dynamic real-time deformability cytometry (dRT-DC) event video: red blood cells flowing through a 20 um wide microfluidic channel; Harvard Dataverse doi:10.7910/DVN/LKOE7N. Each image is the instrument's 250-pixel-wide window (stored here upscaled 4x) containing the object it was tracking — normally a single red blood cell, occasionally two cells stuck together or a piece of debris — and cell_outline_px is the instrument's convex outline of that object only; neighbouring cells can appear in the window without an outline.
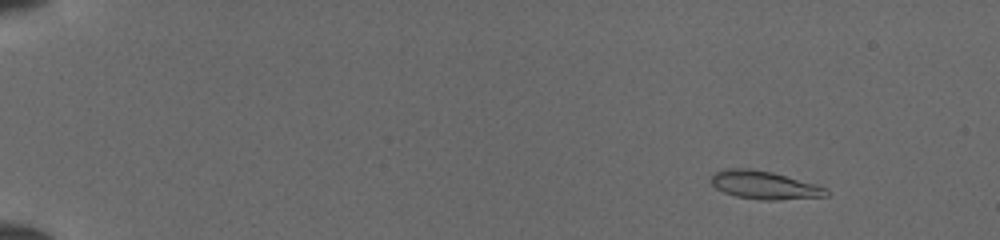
{"species": "common noctule bat (a hibernating species)", "species_latin": "Nyctalus noctula", "temperature_condition": "cold", "stored_images_in_passage": 51, "camera_frame_rate_fps": 3000, "um_per_image_px": 0.085, "animal": {"sex": "female", "body_mass_g": 19.5, "forearm_length_mm": 54.1}, "frame": {"image": 1, "passage_image": 7, "time_ms": 2.0, "image_size_px": [1000, 240], "cell_outline_px": [[828, 196], [776, 200], [764, 200], [736, 196], [724, 192], [716, 188], [712, 184], [712, 176], [716, 172], [728, 168], [744, 168], [772, 172], [816, 184], [824, 188], [828, 192]], "centroid_in_image_um": [64.97, 15.73], "position_along_channel_um": 20.0, "area_um2": 18.55}}
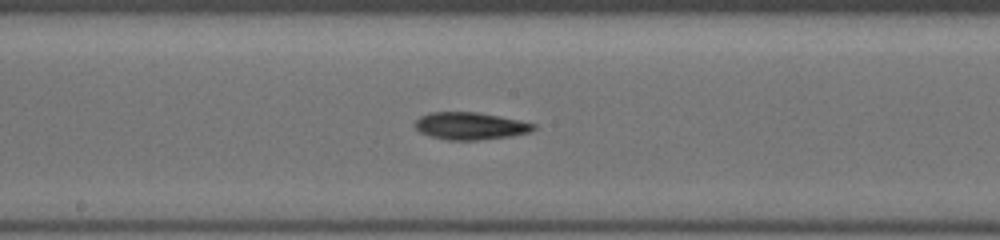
{"frame": {"image": 2, "passage_image": 30, "time_ms": 9.667, "image_size_px": [1000, 240], "cell_outline_px": [[536, 128], [528, 132], [512, 136], [476, 140], [448, 140], [432, 136], [420, 132], [416, 128], [416, 120], [420, 116], [432, 112], [476, 112], [500, 116], [536, 124]], "centroid_in_image_um": [39.99, 10.7], "position_along_channel_um": 208.2, "area_um2": 18.67}}
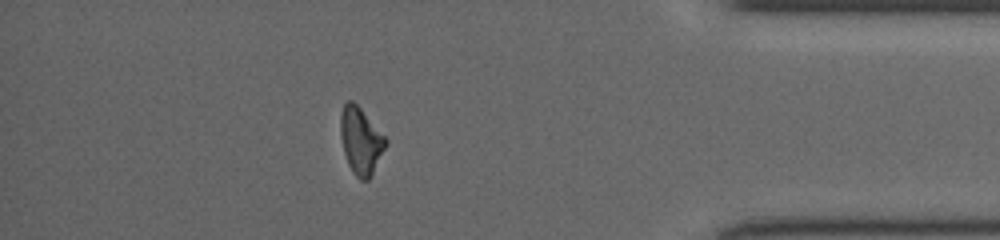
{"frame": {"image": 3, "passage_image": 46, "time_ms": 15.0, "image_size_px": [1000, 240], "cell_outline_px": [[388, 144], [368, 180], [360, 180], [352, 172], [348, 164], [344, 152], [340, 136], [340, 116], [344, 104], [348, 100], [352, 100], [360, 108], [388, 140]], "centroid_in_image_um": [30.66, 11.97], "position_along_channel_um": 404.5, "area_um2": 17.46}}